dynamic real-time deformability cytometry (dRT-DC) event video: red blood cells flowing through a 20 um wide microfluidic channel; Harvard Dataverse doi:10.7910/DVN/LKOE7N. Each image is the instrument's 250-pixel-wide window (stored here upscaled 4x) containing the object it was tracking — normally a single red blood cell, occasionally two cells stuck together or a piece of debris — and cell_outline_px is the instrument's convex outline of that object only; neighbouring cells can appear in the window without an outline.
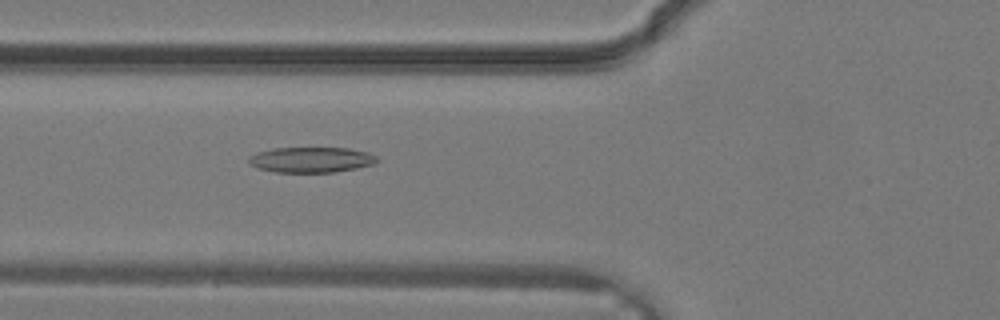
{"species": "common noctule bat (a hibernating species)", "species_latin": "Nyctalus noctula", "temperature_condition": "warm", "stored_images_in_passage": 13, "camera_frame_rate_fps": 3000, "um_per_image_px": 0.085, "animal": {"sex": "male", "body_mass_g": 19.2, "forearm_length_mm": 51.8}, "frame": {"image": 1, "passage_image": 13, "time_ms": 4.0, "image_size_px": [1000, 320], "cell_outline_px": [[380, 160], [372, 164], [356, 168], [332, 172], [276, 172], [260, 168], [248, 164], [248, 156], [256, 152], [272, 148], [348, 148], [368, 152], [376, 156]], "centroid_in_image_um": [26.43, 13.57], "position_along_channel_um": 99.4, "area_um2": 19.02}}